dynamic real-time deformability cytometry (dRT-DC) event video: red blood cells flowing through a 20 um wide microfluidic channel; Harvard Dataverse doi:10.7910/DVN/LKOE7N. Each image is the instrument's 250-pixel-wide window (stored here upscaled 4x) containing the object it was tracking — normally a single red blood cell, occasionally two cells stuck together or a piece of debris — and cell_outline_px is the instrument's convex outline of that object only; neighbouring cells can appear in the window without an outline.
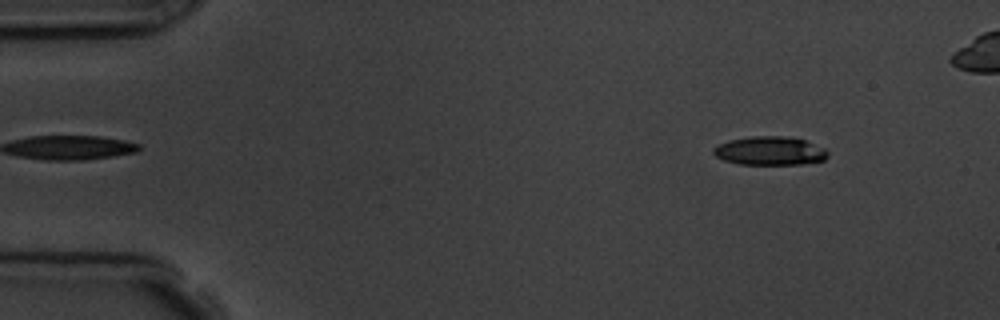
{"species": "common noctule bat (a hibernating species)", "species_latin": "Nyctalus noctula", "temperature_condition": "room temperature", "stored_images_in_passage": 4, "camera_frame_rate_fps": 3000, "um_per_image_px": 0.085, "animal": {"sex": "male", "body_mass_g": 19.5, "forearm_length_mm": 54.6}, "frame": {"image": 1, "passage_image": 1, "time_ms": 0.0, "image_size_px": [1000, 320], "cell_outline_px": [[828, 156], [824, 160], [800, 164], [740, 164], [724, 160], [716, 156], [712, 152], [712, 148], [728, 140], [752, 136], [784, 136], [804, 140], [824, 148], [828, 152]], "centroid_in_image_um": [65.42, 12.82], "position_along_channel_um": 19.6, "area_um2": 18.96}}